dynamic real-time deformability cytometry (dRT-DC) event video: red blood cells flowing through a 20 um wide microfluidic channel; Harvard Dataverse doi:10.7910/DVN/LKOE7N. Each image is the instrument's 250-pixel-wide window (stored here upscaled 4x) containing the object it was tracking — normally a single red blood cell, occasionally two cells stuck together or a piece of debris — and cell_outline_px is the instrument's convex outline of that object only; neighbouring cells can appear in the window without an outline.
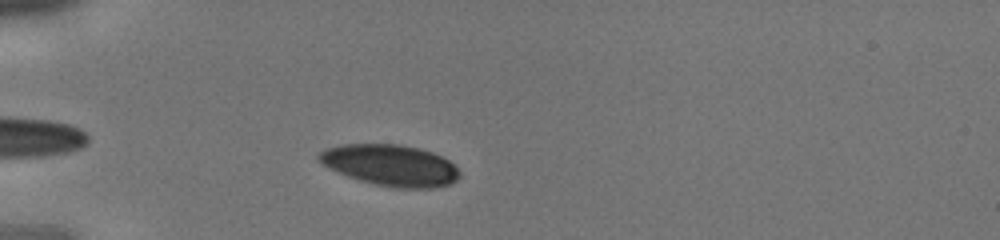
{"species": "human", "species_latin": "Homo sapiens", "temperature_condition": "cold", "stored_images_in_passage": 33, "camera_frame_rate_fps": 3000, "um_per_image_px": 0.085, "donor": {"sex": "male"}, "frame": {"image": 1, "passage_image": 4, "time_ms": 1.0, "image_size_px": [1000, 240], "cell_outline_px": [[460, 176], [452, 184], [436, 188], [392, 188], [360, 180], [336, 172], [328, 168], [316, 160], [316, 156], [320, 152], [328, 148], [344, 144], [400, 144], [420, 148], [432, 152], [448, 160], [460, 172]], "centroid_in_image_um": [33.18, 14.05], "position_along_channel_um": 51.8, "area_um2": 33.99}}
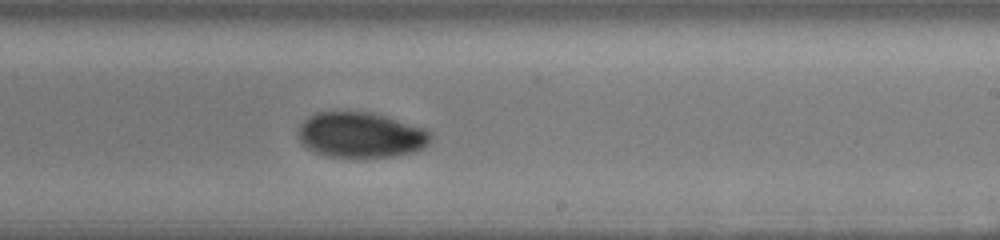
{"frame": {"image": 2, "passage_image": 18, "time_ms": 5.667, "image_size_px": [1000, 240], "cell_outline_px": [[432, 140], [424, 148], [416, 152], [392, 156], [356, 160], [352, 160], [328, 156], [304, 148], [296, 132], [300, 124], [308, 116], [316, 112], [332, 108], [372, 112], [428, 128], [432, 132]], "centroid_in_image_um": [30.65, 11.46], "position_along_channel_um": 258.3, "area_um2": 37.22}}
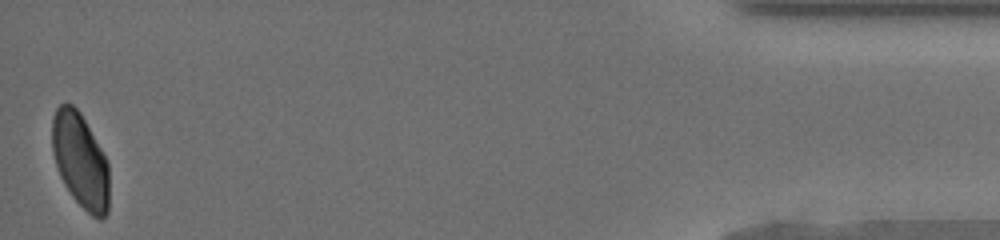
{"frame": {"image": 3, "passage_image": 33, "time_ms": 10.667, "image_size_px": [1000, 240], "cell_outline_px": [[108, 212], [100, 220], [92, 216], [72, 196], [64, 184], [60, 176], [52, 152], [52, 120], [56, 108], [60, 104], [72, 104], [80, 112], [104, 152], [108, 164]], "centroid_in_image_um": [6.83, 13.63], "position_along_channel_um": 428.4, "area_um2": 31.44}}